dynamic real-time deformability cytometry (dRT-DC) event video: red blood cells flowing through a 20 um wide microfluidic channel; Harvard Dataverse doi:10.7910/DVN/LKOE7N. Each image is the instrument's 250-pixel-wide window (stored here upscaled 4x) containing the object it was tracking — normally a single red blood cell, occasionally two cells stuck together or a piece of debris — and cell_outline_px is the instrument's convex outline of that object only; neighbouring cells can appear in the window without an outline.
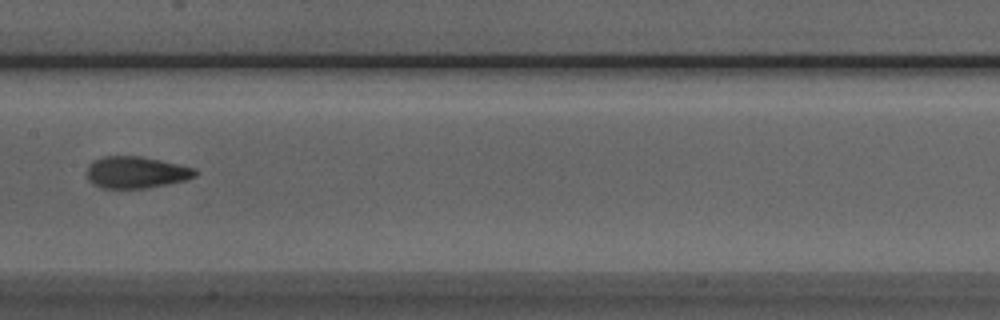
{"species": "Egyptian fruit bat (a non-hibernating species)", "species_latin": "Rousettus aegyptiacus", "temperature_condition": "room temperature", "stored_images_in_passage": 8, "camera_frame_rate_fps": 3000, "um_per_image_px": 0.085, "animal": {"sex": "male"}, "frame": {"image": 1, "passage_image": 7, "time_ms": 7.0, "image_size_px": [1000, 320], "cell_outline_px": [[200, 172], [196, 176], [188, 180], [148, 188], [100, 188], [92, 184], [88, 180], [88, 164], [92, 160], [104, 156], [140, 156], [160, 160], [192, 168]], "centroid_in_image_um": [11.56, 14.66], "position_along_channel_um": 195.8, "area_um2": 20.17}}
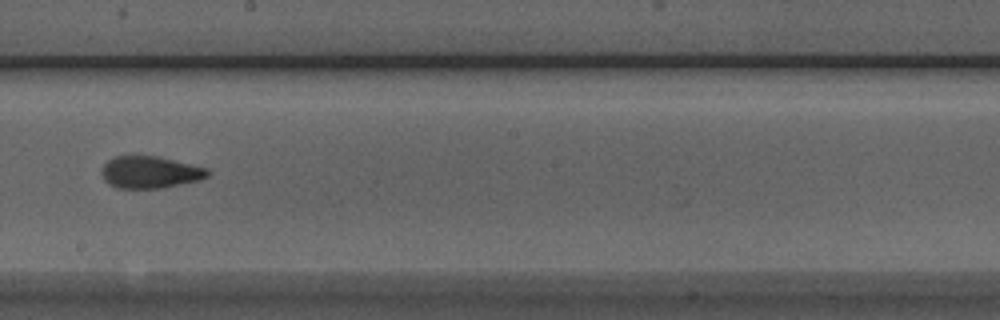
{"frame": {"image": 2, "passage_image": 8, "time_ms": 8.0, "image_size_px": [1000, 320], "cell_outline_px": [[212, 172], [208, 176], [200, 180], [164, 188], [116, 188], [108, 184], [104, 180], [100, 172], [100, 168], [108, 160], [116, 156], [156, 156], [208, 168]], "centroid_in_image_um": [12.75, 14.65], "position_along_channel_um": 235.5, "area_um2": 20.0}}